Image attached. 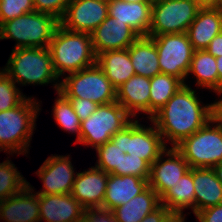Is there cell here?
Masks as SVG:
<instances>
[{"label":"cell","mask_w":222,"mask_h":222,"mask_svg":"<svg viewBox=\"0 0 222 222\" xmlns=\"http://www.w3.org/2000/svg\"><path fill=\"white\" fill-rule=\"evenodd\" d=\"M32 97L28 96L15 108L0 112V152L17 153V156L28 154L41 110V103Z\"/></svg>","instance_id":"obj_5"},{"label":"cell","mask_w":222,"mask_h":222,"mask_svg":"<svg viewBox=\"0 0 222 222\" xmlns=\"http://www.w3.org/2000/svg\"><path fill=\"white\" fill-rule=\"evenodd\" d=\"M167 149L152 122L146 127L136 118L97 147L95 167L108 174L133 175L149 180L152 163Z\"/></svg>","instance_id":"obj_1"},{"label":"cell","mask_w":222,"mask_h":222,"mask_svg":"<svg viewBox=\"0 0 222 222\" xmlns=\"http://www.w3.org/2000/svg\"><path fill=\"white\" fill-rule=\"evenodd\" d=\"M96 64L116 89L135 75L128 48L99 53L96 57Z\"/></svg>","instance_id":"obj_24"},{"label":"cell","mask_w":222,"mask_h":222,"mask_svg":"<svg viewBox=\"0 0 222 222\" xmlns=\"http://www.w3.org/2000/svg\"><path fill=\"white\" fill-rule=\"evenodd\" d=\"M196 222H222V203L201 210L195 214Z\"/></svg>","instance_id":"obj_36"},{"label":"cell","mask_w":222,"mask_h":222,"mask_svg":"<svg viewBox=\"0 0 222 222\" xmlns=\"http://www.w3.org/2000/svg\"><path fill=\"white\" fill-rule=\"evenodd\" d=\"M109 174L94 166L76 174L71 195L87 211L102 209Z\"/></svg>","instance_id":"obj_15"},{"label":"cell","mask_w":222,"mask_h":222,"mask_svg":"<svg viewBox=\"0 0 222 222\" xmlns=\"http://www.w3.org/2000/svg\"><path fill=\"white\" fill-rule=\"evenodd\" d=\"M189 170L188 162L175 147H167L151 165L149 187L161 198Z\"/></svg>","instance_id":"obj_14"},{"label":"cell","mask_w":222,"mask_h":222,"mask_svg":"<svg viewBox=\"0 0 222 222\" xmlns=\"http://www.w3.org/2000/svg\"><path fill=\"white\" fill-rule=\"evenodd\" d=\"M198 98L196 90L186 83L149 119L166 146H177L216 115V101L205 105Z\"/></svg>","instance_id":"obj_2"},{"label":"cell","mask_w":222,"mask_h":222,"mask_svg":"<svg viewBox=\"0 0 222 222\" xmlns=\"http://www.w3.org/2000/svg\"><path fill=\"white\" fill-rule=\"evenodd\" d=\"M128 52L135 74L152 78L161 73L157 48L151 37L139 36L128 47Z\"/></svg>","instance_id":"obj_25"},{"label":"cell","mask_w":222,"mask_h":222,"mask_svg":"<svg viewBox=\"0 0 222 222\" xmlns=\"http://www.w3.org/2000/svg\"><path fill=\"white\" fill-rule=\"evenodd\" d=\"M118 1H122V2H152L150 0H118Z\"/></svg>","instance_id":"obj_46"},{"label":"cell","mask_w":222,"mask_h":222,"mask_svg":"<svg viewBox=\"0 0 222 222\" xmlns=\"http://www.w3.org/2000/svg\"><path fill=\"white\" fill-rule=\"evenodd\" d=\"M26 98L16 83L0 69V112L15 108Z\"/></svg>","instance_id":"obj_32"},{"label":"cell","mask_w":222,"mask_h":222,"mask_svg":"<svg viewBox=\"0 0 222 222\" xmlns=\"http://www.w3.org/2000/svg\"><path fill=\"white\" fill-rule=\"evenodd\" d=\"M219 9H222V0H219Z\"/></svg>","instance_id":"obj_47"},{"label":"cell","mask_w":222,"mask_h":222,"mask_svg":"<svg viewBox=\"0 0 222 222\" xmlns=\"http://www.w3.org/2000/svg\"><path fill=\"white\" fill-rule=\"evenodd\" d=\"M149 187L148 180L133 175L118 176L109 174L102 210L112 211L119 205L129 202Z\"/></svg>","instance_id":"obj_20"},{"label":"cell","mask_w":222,"mask_h":222,"mask_svg":"<svg viewBox=\"0 0 222 222\" xmlns=\"http://www.w3.org/2000/svg\"><path fill=\"white\" fill-rule=\"evenodd\" d=\"M222 31V9L200 8L186 31L194 50H205Z\"/></svg>","instance_id":"obj_22"},{"label":"cell","mask_w":222,"mask_h":222,"mask_svg":"<svg viewBox=\"0 0 222 222\" xmlns=\"http://www.w3.org/2000/svg\"><path fill=\"white\" fill-rule=\"evenodd\" d=\"M199 9L196 0L153 1L148 36L185 33Z\"/></svg>","instance_id":"obj_10"},{"label":"cell","mask_w":222,"mask_h":222,"mask_svg":"<svg viewBox=\"0 0 222 222\" xmlns=\"http://www.w3.org/2000/svg\"><path fill=\"white\" fill-rule=\"evenodd\" d=\"M195 214L222 203V184L213 168H193Z\"/></svg>","instance_id":"obj_23"},{"label":"cell","mask_w":222,"mask_h":222,"mask_svg":"<svg viewBox=\"0 0 222 222\" xmlns=\"http://www.w3.org/2000/svg\"><path fill=\"white\" fill-rule=\"evenodd\" d=\"M154 40L161 73L172 75L186 84L194 49L185 33L149 36Z\"/></svg>","instance_id":"obj_11"},{"label":"cell","mask_w":222,"mask_h":222,"mask_svg":"<svg viewBox=\"0 0 222 222\" xmlns=\"http://www.w3.org/2000/svg\"><path fill=\"white\" fill-rule=\"evenodd\" d=\"M185 219H186L185 215H183V216H175L171 220V222H185Z\"/></svg>","instance_id":"obj_45"},{"label":"cell","mask_w":222,"mask_h":222,"mask_svg":"<svg viewBox=\"0 0 222 222\" xmlns=\"http://www.w3.org/2000/svg\"><path fill=\"white\" fill-rule=\"evenodd\" d=\"M40 222H79L86 210L71 194L39 195Z\"/></svg>","instance_id":"obj_18"},{"label":"cell","mask_w":222,"mask_h":222,"mask_svg":"<svg viewBox=\"0 0 222 222\" xmlns=\"http://www.w3.org/2000/svg\"><path fill=\"white\" fill-rule=\"evenodd\" d=\"M59 20L47 13H25L0 25V40H16V48L48 47Z\"/></svg>","instance_id":"obj_7"},{"label":"cell","mask_w":222,"mask_h":222,"mask_svg":"<svg viewBox=\"0 0 222 222\" xmlns=\"http://www.w3.org/2000/svg\"><path fill=\"white\" fill-rule=\"evenodd\" d=\"M70 155L49 156L35 174L43 183L38 195L71 194L77 172L73 167Z\"/></svg>","instance_id":"obj_12"},{"label":"cell","mask_w":222,"mask_h":222,"mask_svg":"<svg viewBox=\"0 0 222 222\" xmlns=\"http://www.w3.org/2000/svg\"><path fill=\"white\" fill-rule=\"evenodd\" d=\"M161 205L160 197L148 187L129 202L112 210L117 222H141L142 219Z\"/></svg>","instance_id":"obj_27"},{"label":"cell","mask_w":222,"mask_h":222,"mask_svg":"<svg viewBox=\"0 0 222 222\" xmlns=\"http://www.w3.org/2000/svg\"><path fill=\"white\" fill-rule=\"evenodd\" d=\"M175 215L164 205H160L153 212L146 215L141 222H171Z\"/></svg>","instance_id":"obj_37"},{"label":"cell","mask_w":222,"mask_h":222,"mask_svg":"<svg viewBox=\"0 0 222 222\" xmlns=\"http://www.w3.org/2000/svg\"><path fill=\"white\" fill-rule=\"evenodd\" d=\"M90 34L96 55L109 50L127 49L139 37L129 25L111 16H107Z\"/></svg>","instance_id":"obj_16"},{"label":"cell","mask_w":222,"mask_h":222,"mask_svg":"<svg viewBox=\"0 0 222 222\" xmlns=\"http://www.w3.org/2000/svg\"><path fill=\"white\" fill-rule=\"evenodd\" d=\"M153 2H108V16L129 25L139 36H148Z\"/></svg>","instance_id":"obj_21"},{"label":"cell","mask_w":222,"mask_h":222,"mask_svg":"<svg viewBox=\"0 0 222 222\" xmlns=\"http://www.w3.org/2000/svg\"><path fill=\"white\" fill-rule=\"evenodd\" d=\"M200 8H219V0H196Z\"/></svg>","instance_id":"obj_41"},{"label":"cell","mask_w":222,"mask_h":222,"mask_svg":"<svg viewBox=\"0 0 222 222\" xmlns=\"http://www.w3.org/2000/svg\"><path fill=\"white\" fill-rule=\"evenodd\" d=\"M63 78L59 92L66 98L88 99L98 105L116 101V88L97 64Z\"/></svg>","instance_id":"obj_9"},{"label":"cell","mask_w":222,"mask_h":222,"mask_svg":"<svg viewBox=\"0 0 222 222\" xmlns=\"http://www.w3.org/2000/svg\"><path fill=\"white\" fill-rule=\"evenodd\" d=\"M100 222H117L112 211L100 209Z\"/></svg>","instance_id":"obj_40"},{"label":"cell","mask_w":222,"mask_h":222,"mask_svg":"<svg viewBox=\"0 0 222 222\" xmlns=\"http://www.w3.org/2000/svg\"><path fill=\"white\" fill-rule=\"evenodd\" d=\"M33 189L34 187L28 182L22 191L0 201V220L40 222L39 195Z\"/></svg>","instance_id":"obj_17"},{"label":"cell","mask_w":222,"mask_h":222,"mask_svg":"<svg viewBox=\"0 0 222 222\" xmlns=\"http://www.w3.org/2000/svg\"><path fill=\"white\" fill-rule=\"evenodd\" d=\"M74 111L79 117L80 122L86 120L90 115H92L97 107L99 106L97 103L90 101L88 99L81 98H67Z\"/></svg>","instance_id":"obj_35"},{"label":"cell","mask_w":222,"mask_h":222,"mask_svg":"<svg viewBox=\"0 0 222 222\" xmlns=\"http://www.w3.org/2000/svg\"><path fill=\"white\" fill-rule=\"evenodd\" d=\"M57 97L53 104V119H55L57 125L68 134L75 133L77 138L75 144L80 139V120L76 112L74 111L70 101L61 93L56 92Z\"/></svg>","instance_id":"obj_30"},{"label":"cell","mask_w":222,"mask_h":222,"mask_svg":"<svg viewBox=\"0 0 222 222\" xmlns=\"http://www.w3.org/2000/svg\"><path fill=\"white\" fill-rule=\"evenodd\" d=\"M213 170L215 171L217 179L222 184V161L218 163L216 166H214Z\"/></svg>","instance_id":"obj_43"},{"label":"cell","mask_w":222,"mask_h":222,"mask_svg":"<svg viewBox=\"0 0 222 222\" xmlns=\"http://www.w3.org/2000/svg\"><path fill=\"white\" fill-rule=\"evenodd\" d=\"M8 159L0 163V201L19 193L28 185L26 178Z\"/></svg>","instance_id":"obj_31"},{"label":"cell","mask_w":222,"mask_h":222,"mask_svg":"<svg viewBox=\"0 0 222 222\" xmlns=\"http://www.w3.org/2000/svg\"><path fill=\"white\" fill-rule=\"evenodd\" d=\"M79 222H100V209L87 210Z\"/></svg>","instance_id":"obj_39"},{"label":"cell","mask_w":222,"mask_h":222,"mask_svg":"<svg viewBox=\"0 0 222 222\" xmlns=\"http://www.w3.org/2000/svg\"><path fill=\"white\" fill-rule=\"evenodd\" d=\"M70 0H33L35 11L47 13L59 21L64 16Z\"/></svg>","instance_id":"obj_34"},{"label":"cell","mask_w":222,"mask_h":222,"mask_svg":"<svg viewBox=\"0 0 222 222\" xmlns=\"http://www.w3.org/2000/svg\"><path fill=\"white\" fill-rule=\"evenodd\" d=\"M1 70L20 86L53 83V88L57 92L60 90L61 79L54 70L48 47L12 49L6 66Z\"/></svg>","instance_id":"obj_4"},{"label":"cell","mask_w":222,"mask_h":222,"mask_svg":"<svg viewBox=\"0 0 222 222\" xmlns=\"http://www.w3.org/2000/svg\"><path fill=\"white\" fill-rule=\"evenodd\" d=\"M184 85L175 76L160 73L150 78L149 119Z\"/></svg>","instance_id":"obj_29"},{"label":"cell","mask_w":222,"mask_h":222,"mask_svg":"<svg viewBox=\"0 0 222 222\" xmlns=\"http://www.w3.org/2000/svg\"><path fill=\"white\" fill-rule=\"evenodd\" d=\"M175 149L190 168H213L222 161V120L214 115L202 128L175 146Z\"/></svg>","instance_id":"obj_6"},{"label":"cell","mask_w":222,"mask_h":222,"mask_svg":"<svg viewBox=\"0 0 222 222\" xmlns=\"http://www.w3.org/2000/svg\"><path fill=\"white\" fill-rule=\"evenodd\" d=\"M133 120L117 101L99 105L92 115L81 122L77 143L96 149L110 141L116 132L123 130Z\"/></svg>","instance_id":"obj_8"},{"label":"cell","mask_w":222,"mask_h":222,"mask_svg":"<svg viewBox=\"0 0 222 222\" xmlns=\"http://www.w3.org/2000/svg\"><path fill=\"white\" fill-rule=\"evenodd\" d=\"M216 101V115L222 120V99Z\"/></svg>","instance_id":"obj_44"},{"label":"cell","mask_w":222,"mask_h":222,"mask_svg":"<svg viewBox=\"0 0 222 222\" xmlns=\"http://www.w3.org/2000/svg\"><path fill=\"white\" fill-rule=\"evenodd\" d=\"M164 205L175 216L185 215L183 211L191 208L195 214V191L193 183V168L184 174L179 181L160 198Z\"/></svg>","instance_id":"obj_26"},{"label":"cell","mask_w":222,"mask_h":222,"mask_svg":"<svg viewBox=\"0 0 222 222\" xmlns=\"http://www.w3.org/2000/svg\"><path fill=\"white\" fill-rule=\"evenodd\" d=\"M205 50L215 58L222 56V31L211 40Z\"/></svg>","instance_id":"obj_38"},{"label":"cell","mask_w":222,"mask_h":222,"mask_svg":"<svg viewBox=\"0 0 222 222\" xmlns=\"http://www.w3.org/2000/svg\"><path fill=\"white\" fill-rule=\"evenodd\" d=\"M150 78L135 74L116 89V101L135 118L140 112L149 119Z\"/></svg>","instance_id":"obj_19"},{"label":"cell","mask_w":222,"mask_h":222,"mask_svg":"<svg viewBox=\"0 0 222 222\" xmlns=\"http://www.w3.org/2000/svg\"><path fill=\"white\" fill-rule=\"evenodd\" d=\"M216 65L219 75V95H222V56L216 58Z\"/></svg>","instance_id":"obj_42"},{"label":"cell","mask_w":222,"mask_h":222,"mask_svg":"<svg viewBox=\"0 0 222 222\" xmlns=\"http://www.w3.org/2000/svg\"><path fill=\"white\" fill-rule=\"evenodd\" d=\"M34 11L33 0H0V25Z\"/></svg>","instance_id":"obj_33"},{"label":"cell","mask_w":222,"mask_h":222,"mask_svg":"<svg viewBox=\"0 0 222 222\" xmlns=\"http://www.w3.org/2000/svg\"><path fill=\"white\" fill-rule=\"evenodd\" d=\"M195 76L196 85L199 87L213 90L219 96V75L216 65V58L206 50H195L187 73Z\"/></svg>","instance_id":"obj_28"},{"label":"cell","mask_w":222,"mask_h":222,"mask_svg":"<svg viewBox=\"0 0 222 222\" xmlns=\"http://www.w3.org/2000/svg\"><path fill=\"white\" fill-rule=\"evenodd\" d=\"M48 49L59 78L96 64L97 55L89 33L70 31L59 24Z\"/></svg>","instance_id":"obj_3"},{"label":"cell","mask_w":222,"mask_h":222,"mask_svg":"<svg viewBox=\"0 0 222 222\" xmlns=\"http://www.w3.org/2000/svg\"><path fill=\"white\" fill-rule=\"evenodd\" d=\"M108 16V2L102 0H70L59 21L74 32H93Z\"/></svg>","instance_id":"obj_13"}]
</instances>
